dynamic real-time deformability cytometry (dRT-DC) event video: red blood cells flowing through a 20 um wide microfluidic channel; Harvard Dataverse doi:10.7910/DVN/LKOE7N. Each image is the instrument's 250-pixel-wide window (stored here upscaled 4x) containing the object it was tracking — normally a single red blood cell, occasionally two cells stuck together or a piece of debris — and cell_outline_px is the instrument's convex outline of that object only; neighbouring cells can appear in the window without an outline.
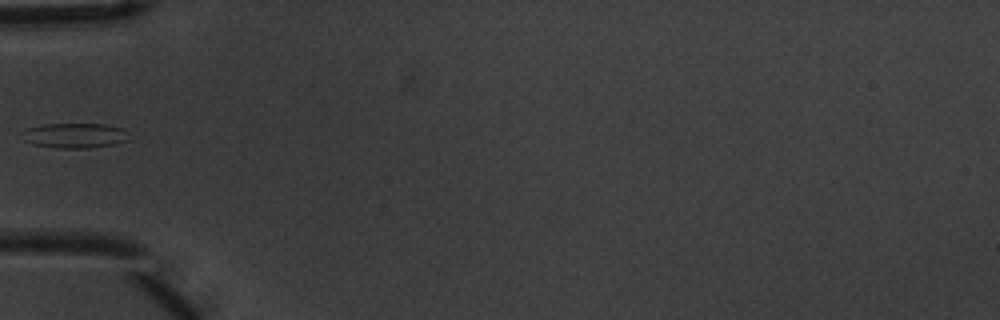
{"species": "common noctule bat (a hibernating species)", "species_latin": "Nyctalus noctula", "temperature_condition": "warm", "stored_images_in_passage": 7, "camera_frame_rate_fps": 3000, "um_per_image_px": 0.085, "animal": {"sex": "male", "body_mass_g": 20.1, "forearm_length_mm": 53.5}, "frame": {"image": 1, "passage_image": 6, "time_ms": 1.667, "image_size_px": [1000, 320], "cell_outline_px": [[128, 140], [116, 144], [88, 148], [56, 148], [32, 144], [24, 140], [28, 128], [44, 124], [104, 124], [124, 128]], "centroid_in_image_um": [6.41, 11.52], "position_along_channel_um": 78.6, "area_um2": 15.32}}
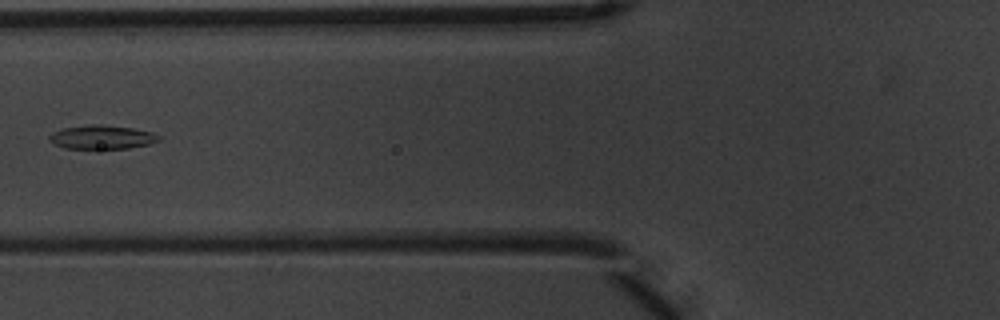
{"frame": {"image": 2, "passage_image": 7, "time_ms": 2.0, "image_size_px": [1000, 320], "cell_outline_px": [[160, 140], [148, 144], [128, 148], [64, 148], [48, 140], [48, 136], [52, 132], [64, 128], [92, 124], [100, 124], [132, 128], [152, 132], [160, 136]], "centroid_in_image_um": [8.65, 11.65], "position_along_channel_um": 117.1, "area_um2": 15.03}}